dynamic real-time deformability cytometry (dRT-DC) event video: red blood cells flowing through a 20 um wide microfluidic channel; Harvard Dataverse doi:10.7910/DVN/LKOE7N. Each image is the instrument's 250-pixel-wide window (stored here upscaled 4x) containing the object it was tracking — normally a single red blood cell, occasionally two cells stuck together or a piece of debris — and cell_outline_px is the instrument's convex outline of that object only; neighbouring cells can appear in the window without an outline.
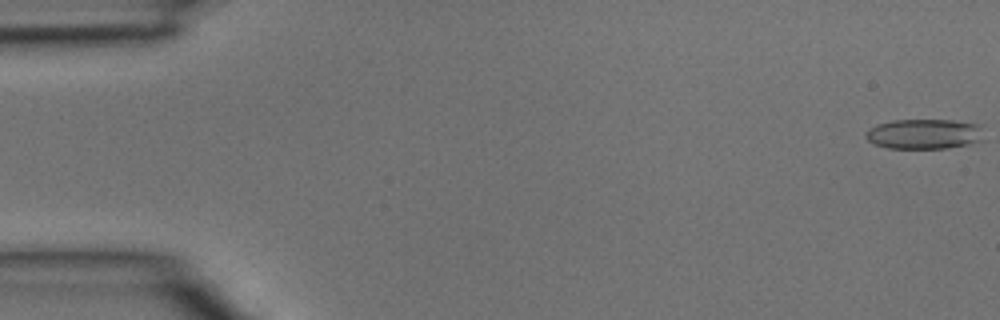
{"species": "common noctule bat (a hibernating species)", "species_latin": "Nyctalus noctula", "temperature_condition": "room temperature", "stored_images_in_passage": 5, "camera_frame_rate_fps": 3000, "um_per_image_px": 0.085, "animal": {"sex": "male", "body_mass_g": 15.6}, "frame": {"image": 1, "passage_image": 1, "time_ms": 0.0, "image_size_px": [1000, 320], "cell_outline_px": [[984, 124], [980, 140], [968, 144], [948, 148], [888, 148], [876, 144], [868, 140], [864, 136], [864, 132], [868, 128], [876, 124], [892, 120], [952, 120]], "centroid_in_image_um": [78.54, 11.37], "position_along_channel_um": 6.5, "area_um2": 20.87}}